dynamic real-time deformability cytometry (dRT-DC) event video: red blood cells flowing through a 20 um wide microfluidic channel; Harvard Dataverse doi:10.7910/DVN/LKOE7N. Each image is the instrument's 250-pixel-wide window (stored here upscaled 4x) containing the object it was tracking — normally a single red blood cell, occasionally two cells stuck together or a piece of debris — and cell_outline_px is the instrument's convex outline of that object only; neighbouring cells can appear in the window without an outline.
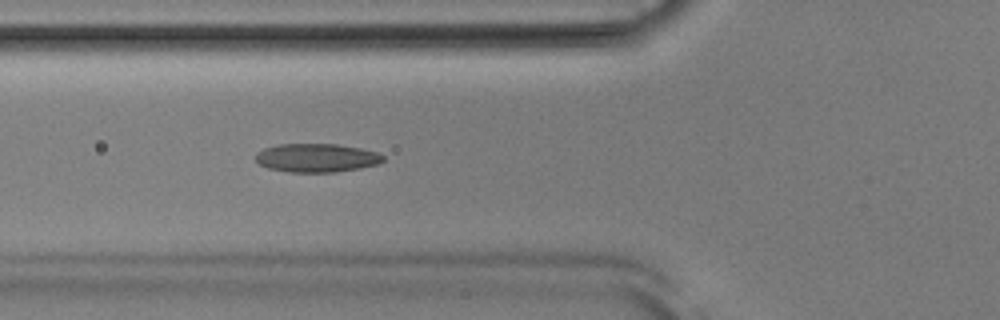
{"species": "Egyptian fruit bat (a non-hibernating species)", "species_latin": "Rousettus aegyptiacus", "temperature_condition": "room temperature", "stored_images_in_passage": 42, "camera_frame_rate_fps": 3000, "um_per_image_px": 0.085, "animal": {"sex": "male"}, "frame": {"image": 1, "passage_image": 12, "time_ms": 3.667, "image_size_px": [1000, 320], "cell_outline_px": [[384, 160], [380, 164], [360, 168], [336, 172], [288, 172], [268, 168], [260, 164], [256, 160], [256, 152], [264, 148], [276, 144], [336, 144], [360, 148], [376, 152], [384, 156]], "centroid_in_image_um": [26.91, 13.42], "position_along_channel_um": 98.9, "area_um2": 21.33}}
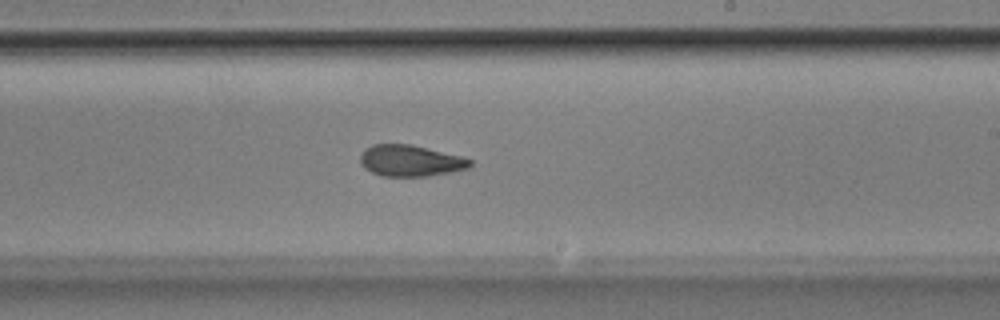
{"frame": {"image": 2, "passage_image": 24, "time_ms": 7.667, "image_size_px": [1000, 320], "cell_outline_px": [[472, 164], [468, 168], [428, 176], [380, 176], [364, 168], [360, 164], [360, 156], [364, 148], [372, 144], [408, 144], [460, 156], [472, 160]], "centroid_in_image_um": [34.82, 13.66], "position_along_channel_um": 254.2, "area_um2": 19.88}}
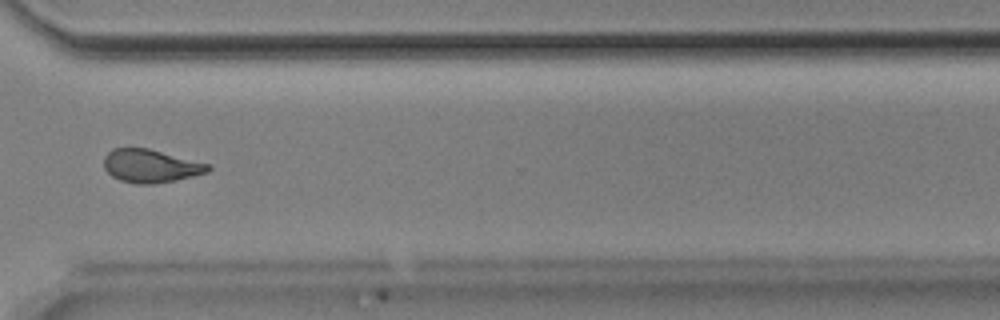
{"frame": {"image": 3, "passage_image": 32, "time_ms": 10.333, "image_size_px": [1000, 320], "cell_outline_px": [[212, 168], [208, 172], [176, 180], [152, 184], [136, 184], [120, 180], [112, 176], [104, 168], [104, 156], [112, 148], [148, 148], [212, 164]], "centroid_in_image_um": [12.83, 14.1], "position_along_channel_um": 357.8, "area_um2": 20.29}, "authors_computed_cell_mechanics": {"area_um2": 20.4612, "velocity_mm_per_s": 3.8768, "shape_relaxation_time_tau1_ms": 11.0186, "shape_relaxation_time_tau2_ms": 3.262, "deformation_change_tau1": 0.2282, "deformation_change_tau2": 0.1094}}